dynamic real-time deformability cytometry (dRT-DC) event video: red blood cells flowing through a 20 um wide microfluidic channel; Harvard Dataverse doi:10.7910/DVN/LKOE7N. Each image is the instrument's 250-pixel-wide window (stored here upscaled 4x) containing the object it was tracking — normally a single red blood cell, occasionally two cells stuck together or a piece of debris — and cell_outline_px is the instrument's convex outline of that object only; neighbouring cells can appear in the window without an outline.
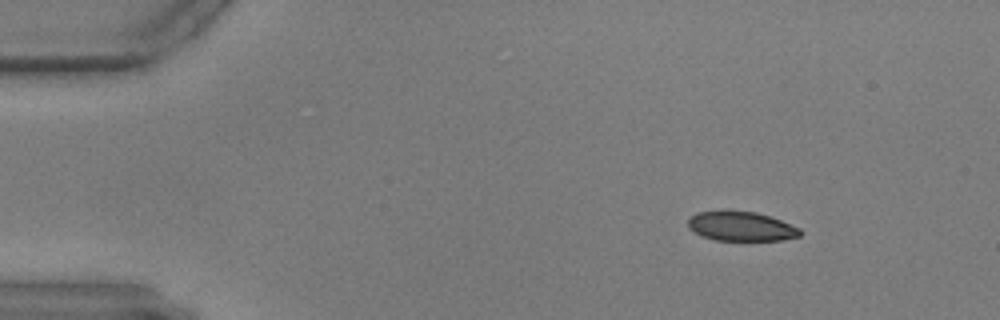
{"species": "common noctule bat (a hibernating species)", "species_latin": "Nyctalus noctula", "temperature_condition": "warm", "stored_images_in_passage": 9, "camera_frame_rate_fps": 3000, "um_per_image_px": 0.085, "animal": {"sex": "male", "body_mass_g": 17.9, "forearm_length_mm": 54.2}, "frame": {"image": 1, "passage_image": 1, "time_ms": 0.0, "image_size_px": [1000, 320], "cell_outline_px": [[804, 232], [800, 236], [780, 240], [716, 240], [700, 236], [688, 228], [688, 216], [696, 212], [724, 208], [728, 208], [756, 212], [780, 220], [800, 228]], "centroid_in_image_um": [62.92, 19.19], "position_along_channel_um": 22.1, "area_um2": 19.94}}